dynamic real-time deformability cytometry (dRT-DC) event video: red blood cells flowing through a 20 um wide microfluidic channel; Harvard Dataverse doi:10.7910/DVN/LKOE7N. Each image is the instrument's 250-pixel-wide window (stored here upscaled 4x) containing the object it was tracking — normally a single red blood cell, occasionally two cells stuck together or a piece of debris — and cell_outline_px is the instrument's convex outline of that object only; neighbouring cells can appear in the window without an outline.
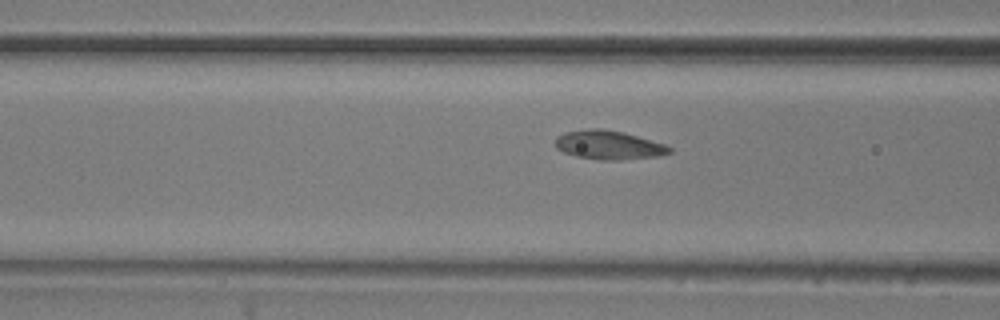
{"species": "common noctule bat (a hibernating species)", "species_latin": "Nyctalus noctula", "temperature_condition": "room temperature", "stored_images_in_passage": 36, "camera_frame_rate_fps": 3000, "um_per_image_px": 0.085, "animal": {"sex": "male", "body_mass_g": 20.5, "forearm_length_mm": 52.5}, "frame": {"image": 1, "passage_image": 8, "time_ms": 2.333, "image_size_px": [1000, 320], "cell_outline_px": [[672, 152], [660, 156], [620, 160], [600, 160], [576, 156], [564, 152], [556, 148], [556, 136], [564, 132], [592, 128], [600, 128], [624, 132], [664, 144], [672, 148]], "centroid_in_image_um": [51.74, 12.33], "position_along_channel_um": 114.9, "area_um2": 19.25}}
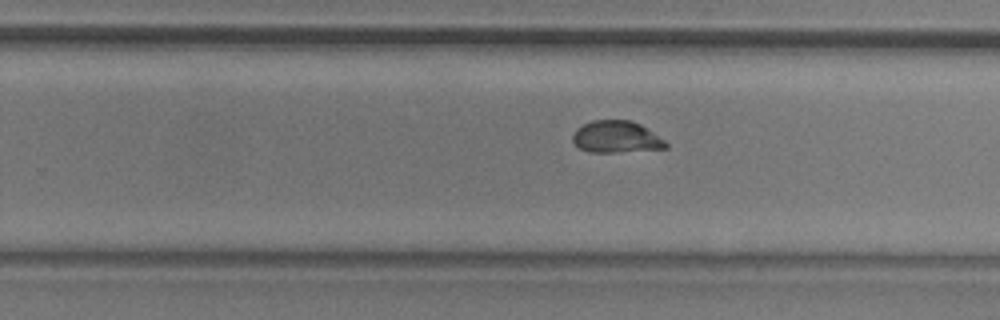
{"frame": {"image": 2, "passage_image": 23, "time_ms": 7.333, "image_size_px": [1000, 320], "cell_outline_px": [[668, 148], [616, 152], [588, 152], [580, 148], [572, 140], [572, 136], [576, 128], [592, 120], [632, 120], [640, 124], [664, 140], [668, 144]], "centroid_in_image_um": [52.37, 11.64], "position_along_channel_um": 277.4, "area_um2": 17.22}}
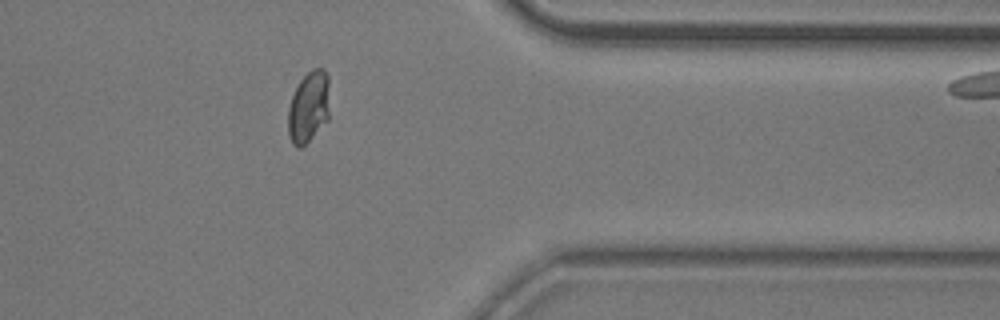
{"frame": {"image": 3, "passage_image": 35, "time_ms": 11.333, "image_size_px": [1000, 320], "cell_outline_px": [[328, 120], [300, 148], [292, 144], [288, 132], [288, 108], [292, 96], [300, 80], [312, 68], [324, 68], [328, 76]], "centroid_in_image_um": [26.22, 9.07], "position_along_channel_um": 385.2, "area_um2": 17.11}}